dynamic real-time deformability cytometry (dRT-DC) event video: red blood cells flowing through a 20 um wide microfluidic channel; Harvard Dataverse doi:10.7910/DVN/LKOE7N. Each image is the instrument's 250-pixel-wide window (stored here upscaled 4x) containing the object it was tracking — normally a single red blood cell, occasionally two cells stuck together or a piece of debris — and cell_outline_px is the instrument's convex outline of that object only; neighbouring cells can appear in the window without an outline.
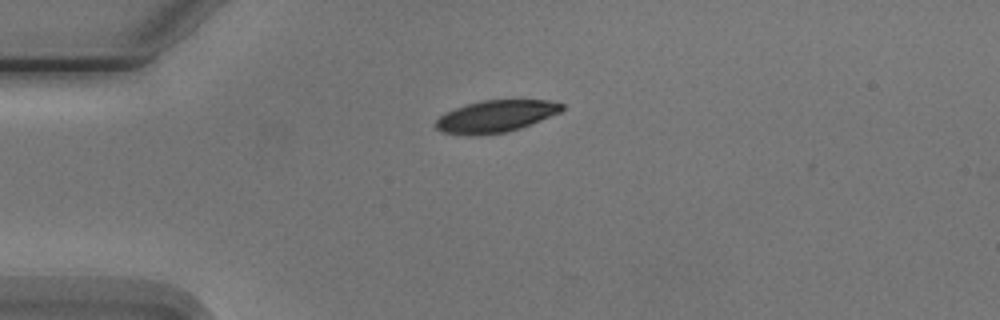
{"species": "Egyptian fruit bat (a non-hibernating species)", "species_latin": "Rousettus aegyptiacus", "temperature_condition": "cold", "stored_images_in_passage": 2, "camera_frame_rate_fps": 3000, "um_per_image_px": 0.085, "animal": {"sex": "male"}, "frame": {"image": 1, "passage_image": 1, "time_ms": 0.0, "image_size_px": [1000, 320], "cell_outline_px": [[564, 108], [560, 112], [520, 128], [504, 132], [444, 132], [436, 128], [436, 120], [444, 112], [480, 100], [548, 100], [564, 104]], "centroid_in_image_um": [42.2, 9.82], "position_along_channel_um": 42.8, "area_um2": 22.43}}